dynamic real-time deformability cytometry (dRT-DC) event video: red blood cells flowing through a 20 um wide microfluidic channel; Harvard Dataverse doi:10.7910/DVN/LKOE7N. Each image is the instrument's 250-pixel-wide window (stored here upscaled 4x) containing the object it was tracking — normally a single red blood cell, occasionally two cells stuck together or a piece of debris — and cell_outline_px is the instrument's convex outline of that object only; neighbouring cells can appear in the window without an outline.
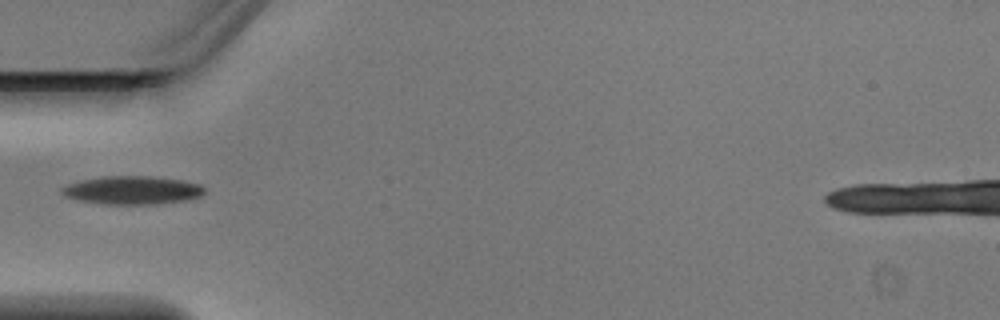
{"species": "Egyptian fruit bat (a non-hibernating species)", "species_latin": "Rousettus aegyptiacus", "temperature_condition": "warm", "stored_images_in_passage": 3, "camera_frame_rate_fps": 3000, "um_per_image_px": 0.085, "animal": {"sex": "male"}, "frame": {"image": 1, "passage_image": 3, "time_ms": 0.667, "image_size_px": [1000, 320], "cell_outline_px": [[204, 192], [200, 196], [188, 200], [156, 204], [104, 204], [80, 200], [64, 196], [60, 192], [60, 188], [68, 184], [80, 180], [104, 176], [148, 176], [180, 180], [200, 184], [204, 188]], "centroid_in_image_um": [11.22, 16.17], "position_along_channel_um": 73.8, "area_um2": 23.47}}